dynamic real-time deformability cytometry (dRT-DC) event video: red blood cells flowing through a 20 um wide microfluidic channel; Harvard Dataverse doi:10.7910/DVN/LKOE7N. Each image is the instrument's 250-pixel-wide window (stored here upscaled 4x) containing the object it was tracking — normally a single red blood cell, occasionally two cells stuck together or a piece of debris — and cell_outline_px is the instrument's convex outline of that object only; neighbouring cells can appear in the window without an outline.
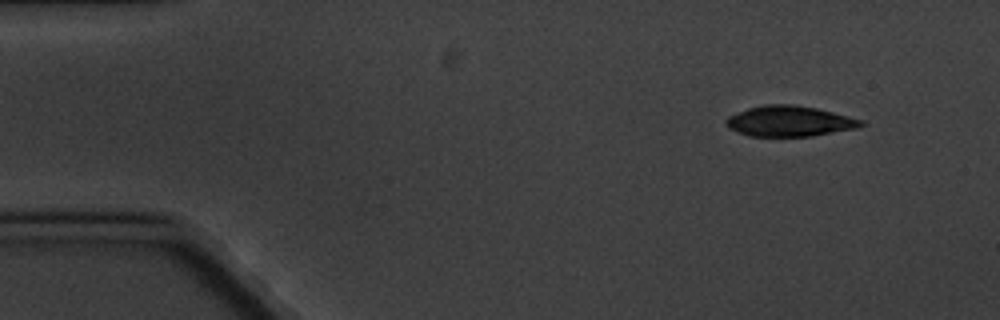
{"species": "common noctule bat (a hibernating species)", "species_latin": "Nyctalus noctula", "temperature_condition": "cold", "stored_images_in_passage": 4, "camera_frame_rate_fps": 3000, "um_per_image_px": 0.085, "animal": {"sex": "male", "body_mass_g": 20.1, "forearm_length_mm": 53.5}, "frame": {"image": 1, "passage_image": 1, "time_ms": 0.0, "image_size_px": [1000, 320], "cell_outline_px": [[864, 124], [856, 128], [812, 136], [748, 136], [736, 132], [728, 128], [724, 124], [724, 120], [728, 116], [748, 108], [764, 104], [792, 104], [816, 108], [864, 120]], "centroid_in_image_um": [67.05, 10.3], "position_along_channel_um": 18.0, "area_um2": 24.1}}